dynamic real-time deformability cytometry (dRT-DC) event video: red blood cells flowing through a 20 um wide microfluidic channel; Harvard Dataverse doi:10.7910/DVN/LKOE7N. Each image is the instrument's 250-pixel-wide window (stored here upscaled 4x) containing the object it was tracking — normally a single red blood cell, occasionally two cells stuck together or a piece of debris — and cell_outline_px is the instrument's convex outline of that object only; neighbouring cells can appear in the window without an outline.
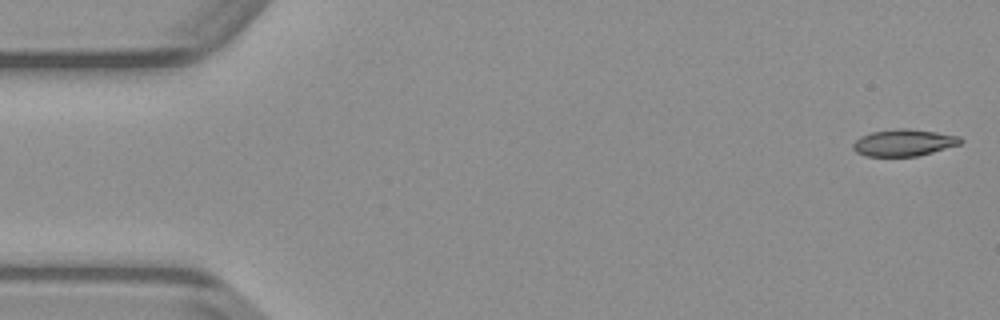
{"species": "common noctule bat (a hibernating species)", "species_latin": "Nyctalus noctula", "temperature_condition": "warm", "stored_images_in_passage": 48, "camera_frame_rate_fps": 3000, "um_per_image_px": 0.085, "animal": {"sex": "male", "body_mass_g": 23.1, "forearm_length_mm": 52.7}, "frame": {"image": 1, "passage_image": 1, "time_ms": 0.0, "image_size_px": [1000, 320], "cell_outline_px": [[964, 140], [960, 144], [932, 152], [916, 156], [864, 156], [856, 152], [852, 148], [852, 144], [860, 136], [872, 132], [896, 128], [908, 128], [936, 132], [960, 136]], "centroid_in_image_um": [76.8, 12.12], "position_along_channel_um": 8.2, "area_um2": 16.82}}
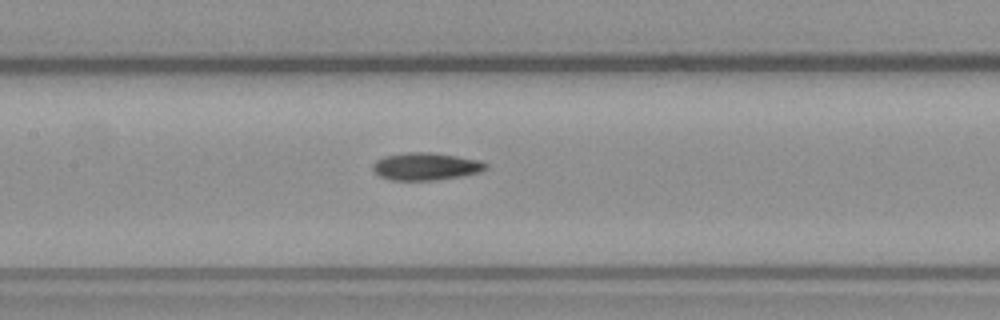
{"frame": {"image": 2, "passage_image": 22, "time_ms": 7.0, "image_size_px": [1000, 320], "cell_outline_px": [[488, 168], [480, 172], [464, 176], [436, 180], [392, 180], [380, 176], [372, 168], [372, 164], [376, 160], [384, 156], [408, 152], [432, 152], [480, 160], [488, 164]], "centroid_in_image_um": [36.23, 14.14], "position_along_channel_um": 171.2, "area_um2": 18.21}}
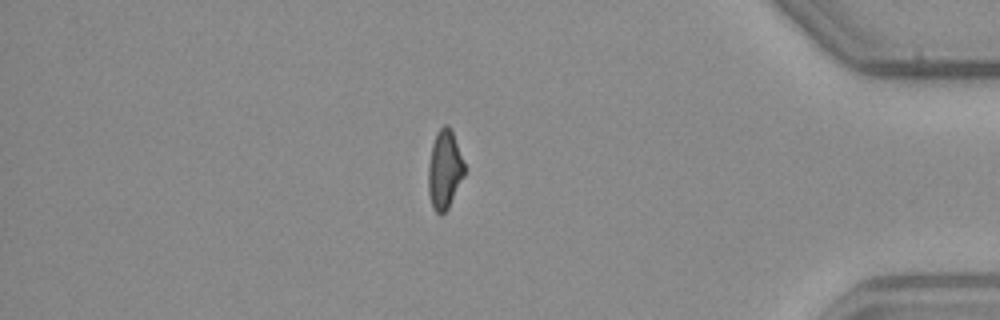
{"frame": {"image": 3, "passage_image": 41, "time_ms": 13.333, "image_size_px": [1000, 320], "cell_outline_px": [[464, 176], [448, 208], [440, 216], [432, 208], [428, 192], [428, 164], [432, 144], [436, 132], [444, 124], [448, 124], [452, 132], [464, 164]], "centroid_in_image_um": [37.76, 14.44], "position_along_channel_um": 397.4, "area_um2": 16.53}}